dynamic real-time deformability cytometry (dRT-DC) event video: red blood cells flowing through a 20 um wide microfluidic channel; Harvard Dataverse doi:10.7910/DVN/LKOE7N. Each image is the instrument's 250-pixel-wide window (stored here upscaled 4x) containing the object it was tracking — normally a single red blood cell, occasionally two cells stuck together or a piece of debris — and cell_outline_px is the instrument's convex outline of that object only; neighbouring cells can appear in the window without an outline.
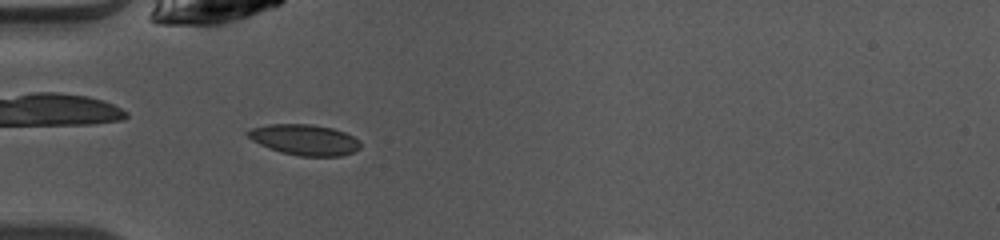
{"species": "common noctule bat (a hibernating species)", "species_latin": "Nyctalus noctula", "temperature_condition": "warm", "stored_images_in_passage": 32, "camera_frame_rate_fps": 3000, "um_per_image_px": 0.085, "animal": {"sex": "female", "body_mass_g": 10.0, "forearm_length_mm": 53.1}, "frame": {"image": 1, "passage_image": 3, "time_ms": 0.667, "image_size_px": [1000, 240], "cell_outline_px": [[360, 148], [352, 152], [340, 156], [300, 156], [280, 152], [268, 148], [252, 140], [244, 132], [252, 128], [268, 124], [312, 124], [332, 128], [344, 132], [360, 140]], "centroid_in_image_um": [25.87, 11.87], "position_along_channel_um": 59.1, "area_um2": 20.17}}
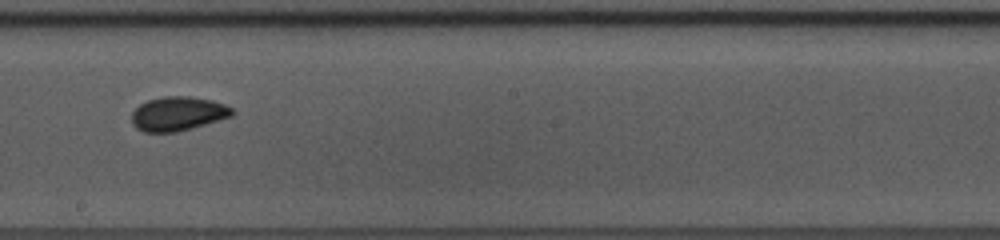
{"frame": {"image": 2, "passage_image": 16, "time_ms": 5.0, "image_size_px": [1000, 240], "cell_outline_px": [[236, 112], [232, 116], [192, 128], [176, 132], [144, 132], [136, 128], [132, 124], [132, 112], [140, 104], [148, 100], [164, 96], [188, 96], [212, 100], [224, 104], [232, 108]], "centroid_in_image_um": [15.12, 9.66], "position_along_channel_um": 233.1, "area_um2": 20.0}}
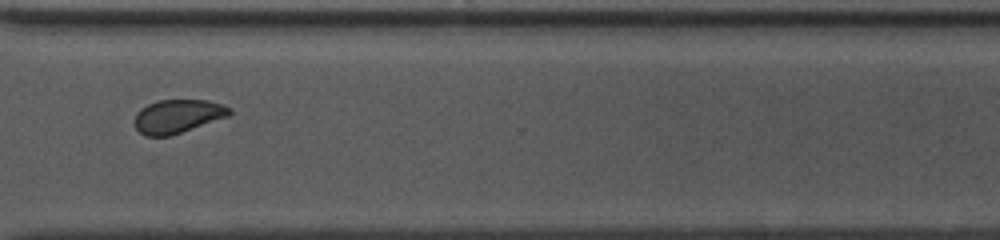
{"frame": {"image": 3, "passage_image": 25, "time_ms": 8.0, "image_size_px": [1000, 240], "cell_outline_px": [[232, 112], [228, 116], [172, 136], [144, 136], [136, 128], [136, 112], [140, 108], [148, 104], [160, 100], [208, 100], [232, 108]], "centroid_in_image_um": [15.11, 9.89], "position_along_channel_um": 355.5, "area_um2": 18.55}}